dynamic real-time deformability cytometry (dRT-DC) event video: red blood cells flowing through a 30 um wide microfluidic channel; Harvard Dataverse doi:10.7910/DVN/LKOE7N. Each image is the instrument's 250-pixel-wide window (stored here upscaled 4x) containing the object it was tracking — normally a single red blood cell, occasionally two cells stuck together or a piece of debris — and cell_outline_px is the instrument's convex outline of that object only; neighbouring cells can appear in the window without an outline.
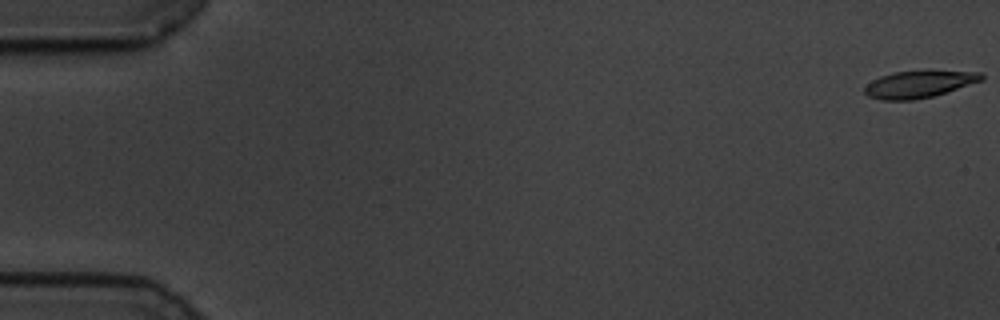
{"species": "common noctule bat (a hibernating species)", "species_latin": "Nyctalus noctula", "temperature_condition": "cold", "stored_images_in_passage": 60, "camera_frame_rate_fps": 3000, "um_per_image_px": 0.085, "animal": {"sex": "male", "body_mass_g": 19.5, "forearm_length_mm": 54.6}, "frame": {"image": 1, "passage_image": 1, "time_ms": 0.0, "image_size_px": [1000, 320], "cell_outline_px": [[984, 80], [932, 96], [912, 100], [880, 100], [868, 96], [864, 92], [864, 88], [872, 80], [880, 76], [896, 72], [928, 68], [984, 72]], "centroid_in_image_um": [78.18, 7.1], "position_along_channel_um": 6.8, "area_um2": 19.13}}
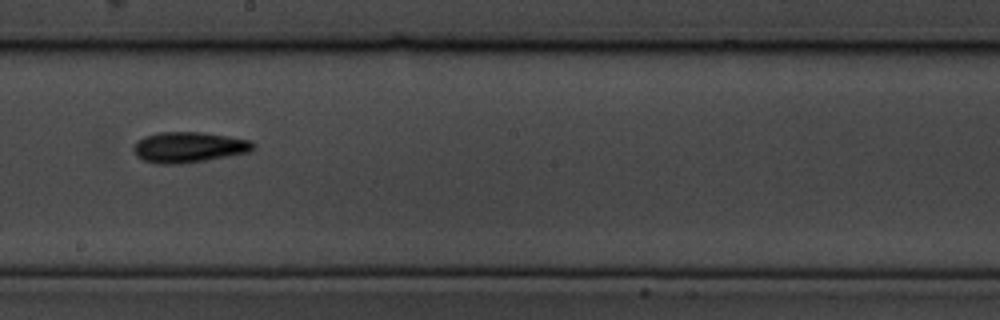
{"frame": {"image": 2, "passage_image": 34, "time_ms": 11.0, "image_size_px": [1000, 320], "cell_outline_px": [[256, 148], [248, 152], [228, 156], [180, 164], [160, 164], [144, 160], [136, 156], [132, 148], [136, 140], [144, 136], [160, 132], [200, 132], [228, 136], [252, 140], [256, 144]], "centroid_in_image_um": [16.04, 12.5], "position_along_channel_um": 232.2, "area_um2": 21.44}}
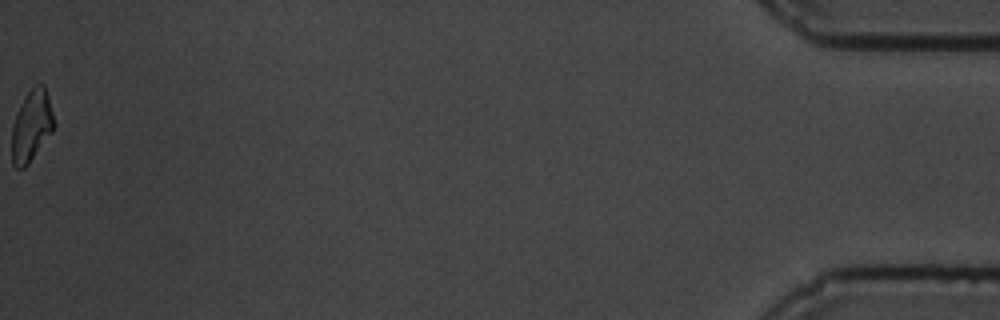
{"frame": {"image": 3, "passage_image": 60, "time_ms": 19.667, "image_size_px": [1000, 320], "cell_outline_px": [[56, 124], [52, 132], [28, 164], [24, 168], [16, 168], [12, 164], [12, 124], [16, 112], [20, 104], [28, 92], [36, 84], [44, 84], [48, 96]], "centroid_in_image_um": [2.68, 10.69], "position_along_channel_um": 432.5, "area_um2": 17.57}, "authors_computed_cell_mechanics": {"area_um2": 19.1318, "velocity_mm_per_s": 3.4194, "shape_relaxation_time_tau1_ms": 4.1435, "shape_relaxation_time_tau2_ms": 5.048, "deformation_change_tau1": 0.1263, "deformation_change_tau2": 0.1374}}